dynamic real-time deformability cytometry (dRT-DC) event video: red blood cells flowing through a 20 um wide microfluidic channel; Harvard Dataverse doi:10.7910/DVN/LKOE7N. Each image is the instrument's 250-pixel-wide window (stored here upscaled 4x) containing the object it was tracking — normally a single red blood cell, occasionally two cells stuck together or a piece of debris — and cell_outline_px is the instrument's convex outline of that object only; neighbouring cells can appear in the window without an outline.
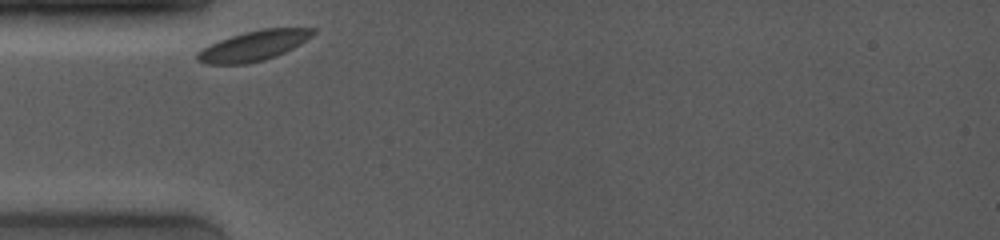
{"species": "common noctule bat (a hibernating species)", "species_latin": "Nyctalus noctula", "temperature_condition": "room temperature", "stored_images_in_passage": 20, "camera_frame_rate_fps": 4000, "um_per_image_px": 0.085, "animal": {"sex": "female", "body_mass_g": 19.0, "forearm_length_mm": 53.3}, "frame": {"image": 1, "passage_image": 1, "time_ms": 0.0, "image_size_px": [1000, 240], "cell_outline_px": [[316, 32], [312, 36], [300, 44], [276, 56], [264, 60], [244, 64], [208, 64], [196, 60], [196, 52], [220, 40], [244, 32], [264, 28], [316, 28]], "centroid_in_image_um": [21.58, 3.89], "position_along_channel_um": 63.4, "area_um2": 20.06}}
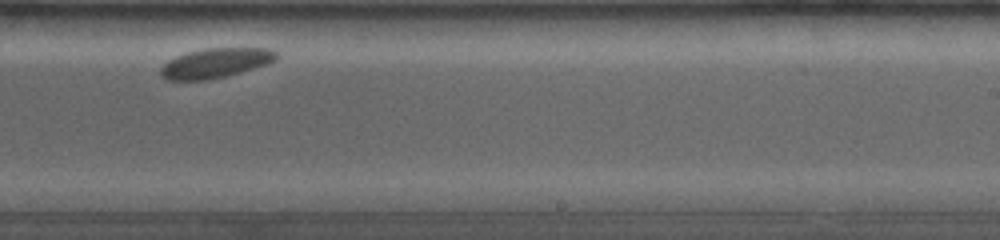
{"frame": {"image": 2, "passage_image": 15, "time_ms": 6.0, "image_size_px": [1000, 240], "cell_outline_px": [[280, 56], [276, 60], [268, 64], [240, 72], [208, 80], [164, 80], [160, 76], [160, 68], [168, 60], [176, 56], [188, 52], [208, 48], [268, 48], [276, 52]], "centroid_in_image_um": [18.31, 5.36], "position_along_channel_um": 270.7, "area_um2": 20.06}}
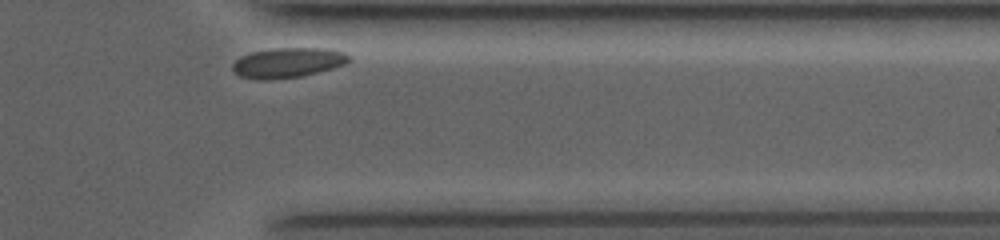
{"frame": {"image": 3, "passage_image": 20, "time_ms": 9.25, "image_size_px": [1000, 240], "cell_outline_px": [[352, 60], [344, 64], [332, 68], [300, 76], [272, 80], [256, 80], [240, 76], [232, 68], [232, 64], [240, 56], [252, 52], [272, 48], [328, 48], [344, 52], [352, 56]], "centroid_in_image_um": [24.47, 5.32], "position_along_channel_um": 386.9, "area_um2": 20.46}}